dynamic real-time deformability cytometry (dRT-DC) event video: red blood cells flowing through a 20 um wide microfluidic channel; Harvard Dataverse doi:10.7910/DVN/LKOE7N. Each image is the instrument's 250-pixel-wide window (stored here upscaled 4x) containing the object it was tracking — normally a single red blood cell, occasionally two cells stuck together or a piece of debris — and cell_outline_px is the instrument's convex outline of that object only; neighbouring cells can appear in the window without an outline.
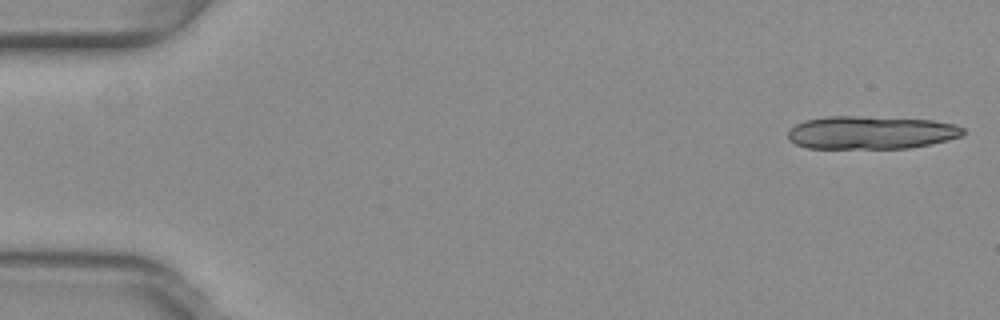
{"species": "common noctule bat (a hibernating species)", "species_latin": "Nyctalus noctula", "temperature_condition": "warm", "stored_images_in_passage": 14, "camera_frame_rate_fps": 3000, "um_per_image_px": 0.085, "animal": {"sex": "female", "body_mass_g": 29.2, "forearm_length_mm": 56.3}, "frame": {"image": 1, "passage_image": 1, "time_ms": 0.0, "image_size_px": [1000, 320], "cell_outline_px": [[964, 132], [960, 136], [932, 144], [908, 148], [808, 148], [796, 144], [788, 140], [788, 132], [796, 124], [804, 120], [824, 116], [860, 116], [932, 120], [956, 124], [964, 128]], "centroid_in_image_um": [74.02, 11.26], "position_along_channel_um": 11.0, "area_um2": 33.81}}